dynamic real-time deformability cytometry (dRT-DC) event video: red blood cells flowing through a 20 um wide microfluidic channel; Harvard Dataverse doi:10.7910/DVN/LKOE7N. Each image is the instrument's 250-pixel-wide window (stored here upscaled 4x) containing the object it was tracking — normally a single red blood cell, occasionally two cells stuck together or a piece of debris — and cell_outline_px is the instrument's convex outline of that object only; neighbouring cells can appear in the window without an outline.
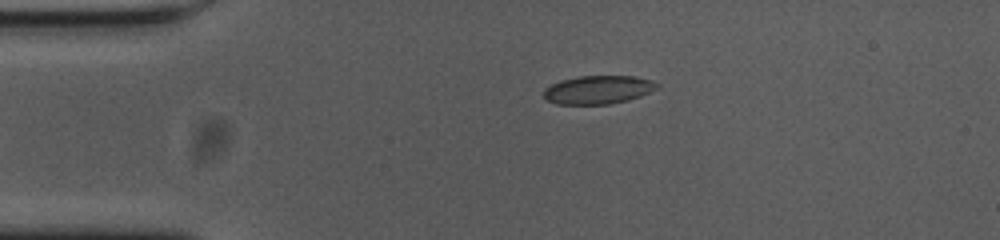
{"species": "common noctule bat (a hibernating species)", "species_latin": "Nyctalus noctula", "temperature_condition": "cold", "stored_images_in_passage": 38, "camera_frame_rate_fps": 3000, "um_per_image_px": 0.085, "animal": {"sex": "female", "body_mass_g": 23.0, "forearm_length_mm": 53.4}, "frame": {"image": 1, "passage_image": 1, "time_ms": 0.0, "image_size_px": [1000, 240], "cell_outline_px": [[660, 88], [640, 96], [628, 100], [608, 104], [556, 104], [548, 100], [544, 96], [544, 88], [560, 80], [576, 76], [636, 76], [652, 80], [660, 84]], "centroid_in_image_um": [50.88, 7.62], "position_along_channel_um": 34.1, "area_um2": 18.9}}
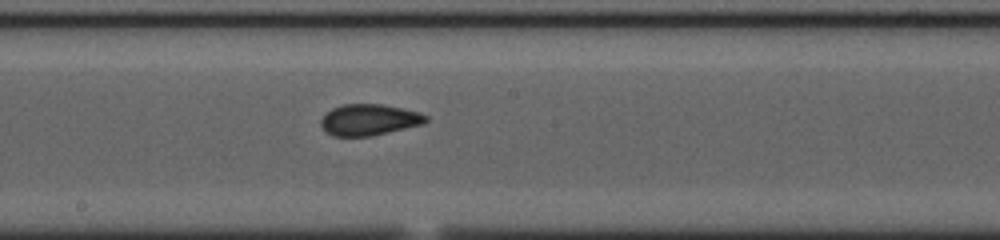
{"frame": {"image": 2, "passage_image": 19, "time_ms": 6.0, "image_size_px": [1000, 240], "cell_outline_px": [[428, 120], [424, 124], [372, 136], [332, 136], [324, 132], [320, 124], [320, 120], [332, 108], [344, 104], [380, 104], [420, 112], [428, 116]], "centroid_in_image_um": [31.37, 10.19], "position_along_channel_um": 216.8, "area_um2": 19.19}}
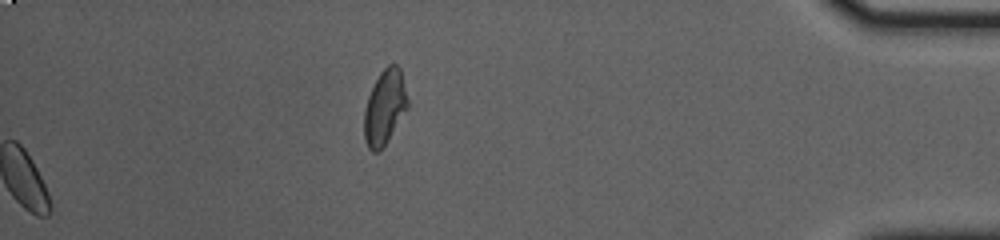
{"frame": {"image": 3, "passage_image": 38, "time_ms": 12.333, "image_size_px": [1000, 240], "cell_outline_px": [[408, 108], [384, 144], [376, 152], [372, 152], [368, 148], [364, 140], [364, 108], [368, 96], [380, 72], [388, 64], [396, 64], [400, 68], [408, 100]], "centroid_in_image_um": [32.68, 9.1], "position_along_channel_um": 402.5, "area_um2": 18.67}, "authors_computed_cell_mechanics": {"area_um2": 18.9873, "velocity_mm_per_s": 3.6759, "shape_relaxation_time_tau1_ms": 7.8548, "shape_relaxation_time_tau2_ms": 1.4119, "deformation_change_tau1": 0.1549, "deformation_change_tau2": 0.059}}